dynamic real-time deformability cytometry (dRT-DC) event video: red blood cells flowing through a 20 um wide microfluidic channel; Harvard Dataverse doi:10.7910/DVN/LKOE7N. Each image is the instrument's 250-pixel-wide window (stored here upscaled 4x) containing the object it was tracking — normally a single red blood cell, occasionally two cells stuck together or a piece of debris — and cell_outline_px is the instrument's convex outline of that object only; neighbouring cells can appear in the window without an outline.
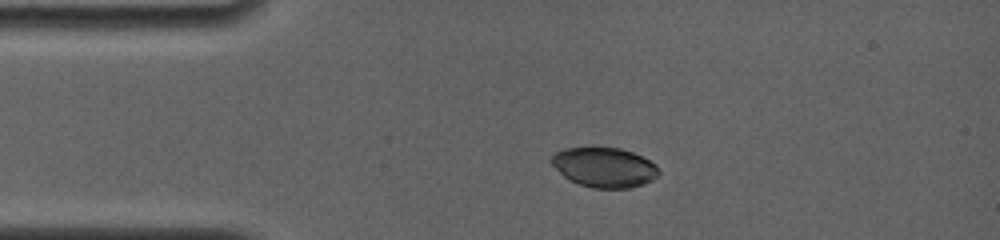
{"species": "common noctule bat (a hibernating species)", "species_latin": "Nyctalus noctula", "temperature_condition": "room temperature", "stored_images_in_passage": 5, "camera_frame_rate_fps": 4000, "um_per_image_px": 0.085, "animal": {"sex": "female", "body_mass_g": 19.0, "forearm_length_mm": 56.7}, "frame": {"image": 1, "passage_image": 4, "time_ms": 2.5, "image_size_px": [1000, 240], "cell_outline_px": [[660, 172], [652, 180], [644, 184], [628, 188], [596, 188], [580, 184], [564, 176], [548, 160], [556, 152], [564, 148], [592, 144], [596, 144], [620, 148], [632, 152], [656, 164]], "centroid_in_image_um": [51.34, 14.16], "position_along_channel_um": 33.7, "area_um2": 25.43}}